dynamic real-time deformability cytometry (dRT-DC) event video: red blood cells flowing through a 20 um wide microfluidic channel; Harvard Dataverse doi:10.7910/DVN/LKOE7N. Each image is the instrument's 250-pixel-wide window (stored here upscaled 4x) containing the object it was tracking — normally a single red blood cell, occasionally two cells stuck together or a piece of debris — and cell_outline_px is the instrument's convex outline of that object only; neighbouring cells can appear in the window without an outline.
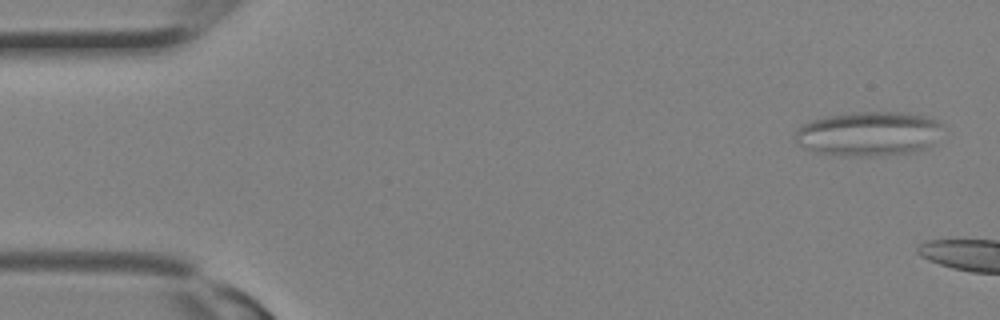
{"species": "Egyptian fruit bat (a non-hibernating species)", "species_latin": "Rousettus aegyptiacus", "temperature_condition": "room temperature", "stored_images_in_passage": 4, "camera_frame_rate_fps": 3000, "um_per_image_px": 0.085, "animal": {"sex": "female"}, "frame": {"image": 1, "passage_image": 1, "time_ms": 0.0, "image_size_px": [1000, 320], "cell_outline_px": [[940, 124], [932, 144], [928, 148], [912, 152], [872, 156], [840, 156], [816, 152], [804, 148], [796, 144], [796, 128], [812, 120], [828, 116], [848, 112], [900, 112], [928, 116], [936, 120]], "centroid_in_image_um": [73.77, 11.37], "position_along_channel_um": 11.2, "area_um2": 38.09}}